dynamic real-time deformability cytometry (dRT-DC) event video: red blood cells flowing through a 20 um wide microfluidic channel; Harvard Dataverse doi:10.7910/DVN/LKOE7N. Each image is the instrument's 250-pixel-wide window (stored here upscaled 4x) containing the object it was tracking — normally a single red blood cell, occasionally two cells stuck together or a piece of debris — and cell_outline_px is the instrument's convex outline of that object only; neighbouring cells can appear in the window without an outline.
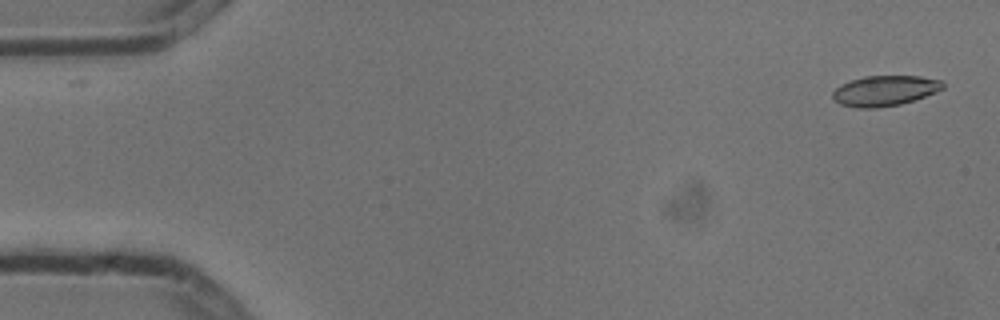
{"species": "common noctule bat (a hibernating species)", "species_latin": "Nyctalus noctula", "temperature_condition": "cold", "stored_images_in_passage": 2, "camera_frame_rate_fps": 3000, "um_per_image_px": 0.085, "animal": {"sex": "male", "body_mass_g": 13.3}, "frame": {"image": 1, "passage_image": 2, "time_ms": 0.333, "image_size_px": [1000, 320], "cell_outline_px": [[944, 88], [936, 92], [900, 104], [876, 108], [856, 108], [840, 104], [832, 96], [832, 92], [836, 88], [852, 80], [864, 76], [920, 76], [944, 80]], "centroid_in_image_um": [75.23, 7.71], "position_along_channel_um": 9.8, "area_um2": 19.36}}